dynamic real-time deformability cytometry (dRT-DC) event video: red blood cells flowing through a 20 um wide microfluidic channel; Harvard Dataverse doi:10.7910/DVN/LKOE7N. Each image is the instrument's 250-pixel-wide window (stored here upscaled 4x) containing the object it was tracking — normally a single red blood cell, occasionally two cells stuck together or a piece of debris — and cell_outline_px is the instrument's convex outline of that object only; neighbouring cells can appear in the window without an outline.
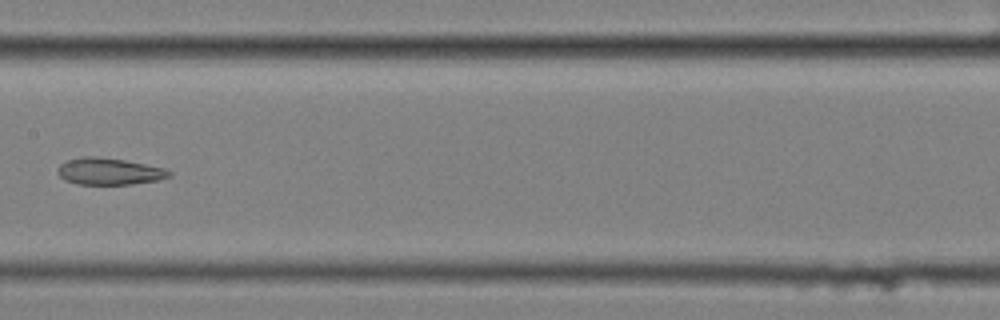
{"species": "common noctule bat (a hibernating species)", "species_latin": "Nyctalus noctula", "temperature_condition": "cold", "stored_images_in_passage": 12, "camera_frame_rate_fps": 3000, "um_per_image_px": 0.085, "animal": {"sex": "female", "body_mass_g": 25.1}, "frame": {"image": 1, "passage_image": 9, "time_ms": 2.667, "image_size_px": [1000, 320], "cell_outline_px": [[172, 176], [156, 180], [132, 184], [76, 184], [64, 180], [56, 172], [56, 168], [60, 164], [68, 160], [84, 156], [96, 156], [124, 160], [164, 168], [172, 172]], "centroid_in_image_um": [9.24, 14.57], "position_along_channel_um": 198.2, "area_um2": 17.4}}
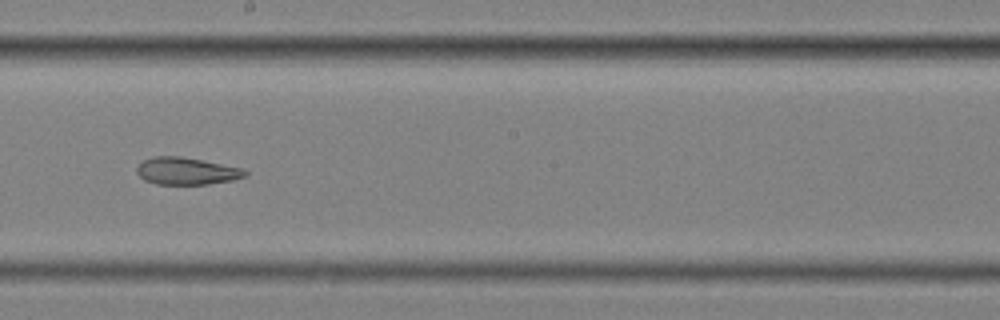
{"frame": {"image": 2, "passage_image": 10, "time_ms": 3.0, "image_size_px": [1000, 320], "cell_outline_px": [[248, 172], [244, 176], [232, 180], [208, 184], [156, 184], [144, 180], [136, 172], [136, 168], [144, 160], [152, 156], [180, 156], [244, 168]], "centroid_in_image_um": [15.84, 14.54], "position_along_channel_um": 232.4, "area_um2": 17.11}}